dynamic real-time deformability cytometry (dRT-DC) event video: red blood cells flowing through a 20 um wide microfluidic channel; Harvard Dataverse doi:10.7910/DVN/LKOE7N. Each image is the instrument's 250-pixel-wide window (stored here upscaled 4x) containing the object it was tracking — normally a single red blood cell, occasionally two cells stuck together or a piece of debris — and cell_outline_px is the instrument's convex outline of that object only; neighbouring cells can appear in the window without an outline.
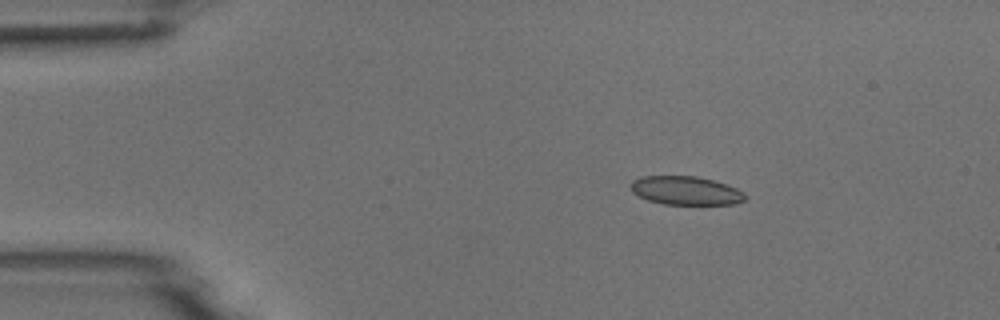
{"species": "common noctule bat (a hibernating species)", "species_latin": "Nyctalus noctula", "temperature_condition": "room temperature", "stored_images_in_passage": 3, "camera_frame_rate_fps": 3000, "um_per_image_px": 0.085, "animal": {"sex": "male", "body_mass_g": 18.8}, "frame": {"image": 1, "passage_image": 2, "time_ms": 1.0, "image_size_px": [1000, 320], "cell_outline_px": [[748, 196], [744, 200], [736, 204], [664, 204], [648, 200], [632, 192], [632, 180], [640, 176], [696, 176], [712, 180], [736, 188], [744, 192]], "centroid_in_image_um": [58.31, 16.2], "position_along_channel_um": 26.7, "area_um2": 18.96}}